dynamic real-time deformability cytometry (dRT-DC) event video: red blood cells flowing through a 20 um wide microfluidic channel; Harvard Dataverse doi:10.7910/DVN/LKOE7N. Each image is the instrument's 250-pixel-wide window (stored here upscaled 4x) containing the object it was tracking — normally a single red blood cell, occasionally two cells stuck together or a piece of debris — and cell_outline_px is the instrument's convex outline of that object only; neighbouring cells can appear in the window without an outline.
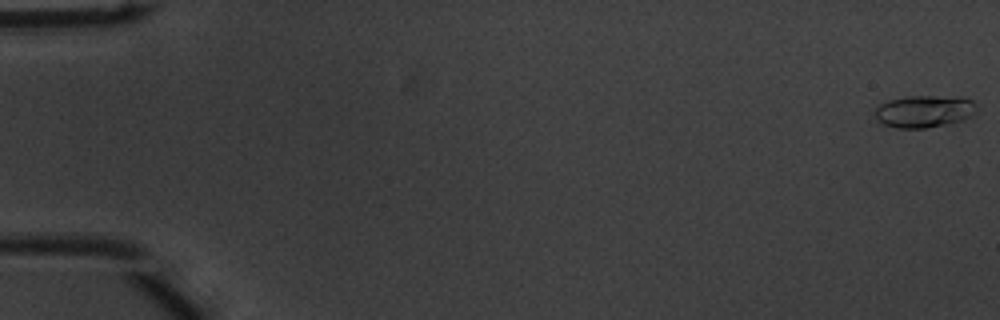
{"species": "common noctule bat (a hibernating species)", "species_latin": "Nyctalus noctula", "temperature_condition": "warm", "stored_images_in_passage": 10, "camera_frame_rate_fps": 3000, "um_per_image_px": 0.085, "animal": {"sex": "male", "body_mass_g": 20.1, "forearm_length_mm": 53.5}, "frame": {"image": 1, "passage_image": 1, "time_ms": 0.0, "image_size_px": [1000, 320], "cell_outline_px": [[972, 116], [964, 120], [948, 124], [924, 128], [896, 128], [884, 124], [876, 120], [876, 108], [880, 104], [888, 100], [908, 96], [964, 96], [972, 100]], "centroid_in_image_um": [78.53, 9.46], "position_along_channel_um": 6.5, "area_um2": 19.02}}